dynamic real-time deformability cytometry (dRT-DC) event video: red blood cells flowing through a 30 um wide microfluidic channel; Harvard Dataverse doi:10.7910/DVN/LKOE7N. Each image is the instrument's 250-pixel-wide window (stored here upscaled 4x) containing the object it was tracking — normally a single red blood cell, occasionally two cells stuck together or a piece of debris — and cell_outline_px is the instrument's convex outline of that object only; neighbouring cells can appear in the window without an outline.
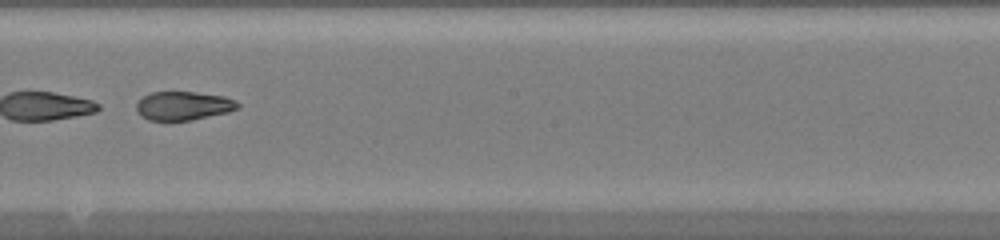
{"species": "common noctule bat (a hibernating species)", "species_latin": "Nyctalus noctula", "temperature_condition": "warm", "stored_images_in_passage": 44, "camera_frame_rate_fps": 3000, "um_per_image_px": 0.085, "animal": {"sex": "female", "body_mass_g": 20.0, "forearm_length_mm": 54.0}, "frame": {"image": 1, "passage_image": 26, "time_ms": 8.333, "image_size_px": [1000, 240], "cell_outline_px": [[240, 108], [228, 112], [192, 120], [148, 120], [140, 116], [136, 108], [136, 104], [144, 96], [152, 92], [196, 92], [224, 96], [236, 100], [240, 104]], "centroid_in_image_um": [15.62, 8.99], "position_along_channel_um": 232.6, "area_um2": 16.99}}